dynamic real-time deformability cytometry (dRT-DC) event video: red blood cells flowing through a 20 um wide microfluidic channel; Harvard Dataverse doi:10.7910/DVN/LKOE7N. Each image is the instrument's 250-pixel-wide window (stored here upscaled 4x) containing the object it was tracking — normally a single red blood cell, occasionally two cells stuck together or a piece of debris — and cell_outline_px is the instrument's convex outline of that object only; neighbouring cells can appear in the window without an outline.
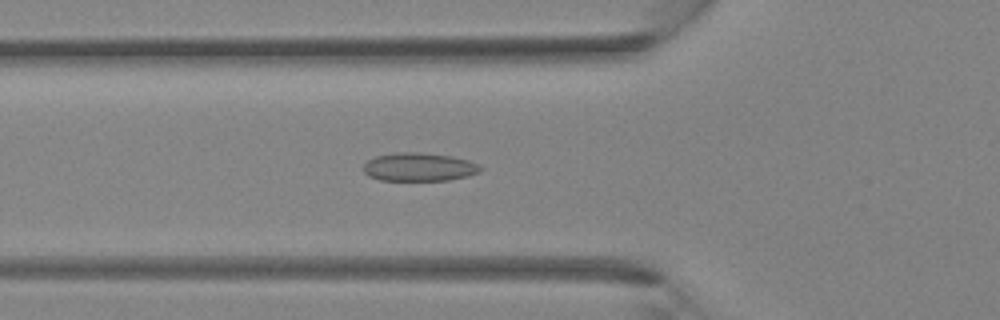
{"species": "Egyptian fruit bat (a non-hibernating species)", "species_latin": "Rousettus aegyptiacus", "temperature_condition": "room temperature", "stored_images_in_passage": 40, "camera_frame_rate_fps": 3000, "um_per_image_px": 0.085, "animal": {"sex": "female"}, "frame": {"image": 1, "passage_image": 14, "time_ms": 4.333, "image_size_px": [1000, 320], "cell_outline_px": [[484, 168], [480, 172], [468, 176], [448, 180], [380, 180], [368, 176], [364, 172], [364, 164], [368, 160], [376, 156], [396, 152], [420, 152], [452, 156], [468, 160], [480, 164]], "centroid_in_image_um": [35.65, 14.19], "position_along_channel_um": 90.1, "area_um2": 19.48}}
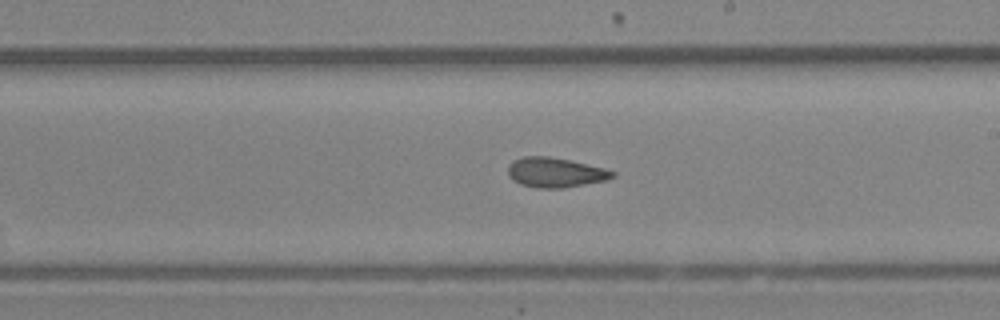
{"frame": {"image": 2, "passage_image": 23, "time_ms": 7.333, "image_size_px": [1000, 320], "cell_outline_px": [[616, 176], [604, 180], [564, 188], [536, 188], [520, 184], [512, 180], [508, 176], [508, 164], [512, 160], [524, 156], [548, 156], [568, 160], [604, 168], [616, 172]], "centroid_in_image_um": [47.15, 14.66], "position_along_channel_um": 241.9, "area_um2": 18.15}}
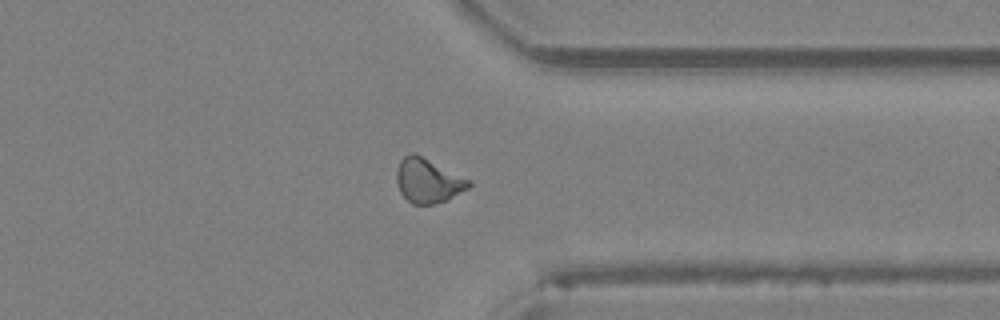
{"frame": {"image": 3, "passage_image": 31, "time_ms": 10.0, "image_size_px": [1000, 320], "cell_outline_px": [[472, 184], [468, 188], [448, 200], [432, 204], [412, 204], [400, 192], [396, 180], [396, 172], [400, 160], [404, 156], [412, 152], [416, 152], [472, 180]], "centroid_in_image_um": [36.4, 15.33], "position_along_channel_um": 375.0, "area_um2": 18.96}}